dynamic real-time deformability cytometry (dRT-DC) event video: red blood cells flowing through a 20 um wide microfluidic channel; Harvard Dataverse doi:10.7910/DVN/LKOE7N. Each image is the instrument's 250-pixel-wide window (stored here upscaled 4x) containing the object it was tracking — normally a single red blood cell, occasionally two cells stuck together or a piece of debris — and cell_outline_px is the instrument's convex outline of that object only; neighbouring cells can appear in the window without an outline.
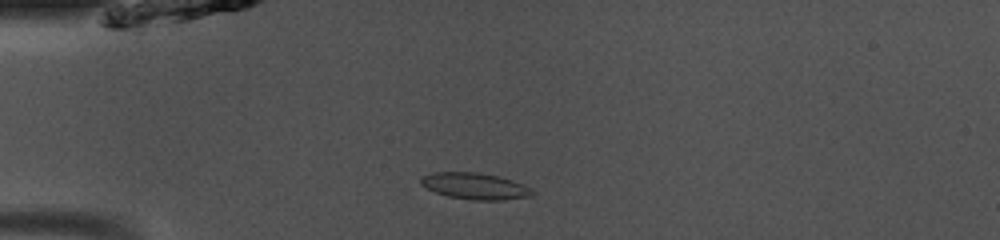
{"species": "common noctule bat (a hibernating species)", "species_latin": "Nyctalus noctula", "temperature_condition": "room temperature", "stored_images_in_passage": 41, "camera_frame_rate_fps": 3000, "um_per_image_px": 0.085, "animal": {"sex": "male", "body_mass_g": 13.0, "forearm_length_mm": 53.1}, "frame": {"image": 1, "passage_image": 5, "time_ms": 1.333, "image_size_px": [1000, 240], "cell_outline_px": [[536, 192], [532, 196], [504, 200], [472, 200], [448, 196], [436, 192], [420, 184], [420, 176], [432, 172], [476, 172], [500, 176], [524, 184], [532, 188]], "centroid_in_image_um": [40.41, 15.81], "position_along_channel_um": 44.6, "area_um2": 17.4}}
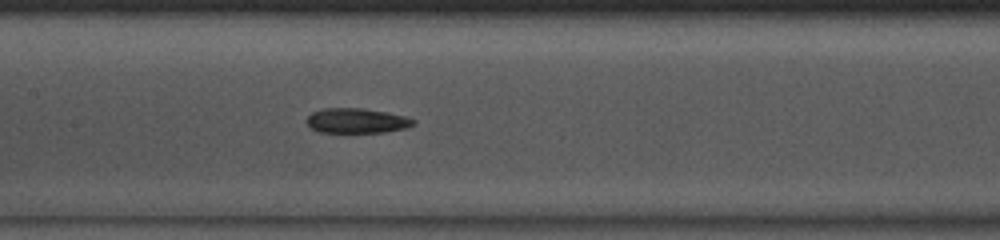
{"frame": {"image": 2, "passage_image": 16, "time_ms": 5.0, "image_size_px": [1000, 240], "cell_outline_px": [[416, 124], [408, 128], [384, 132], [320, 132], [312, 128], [308, 124], [308, 116], [312, 112], [324, 108], [364, 108], [404, 116], [416, 120]], "centroid_in_image_um": [30.36, 10.26], "position_along_channel_um": 177.0, "area_um2": 15.37}}
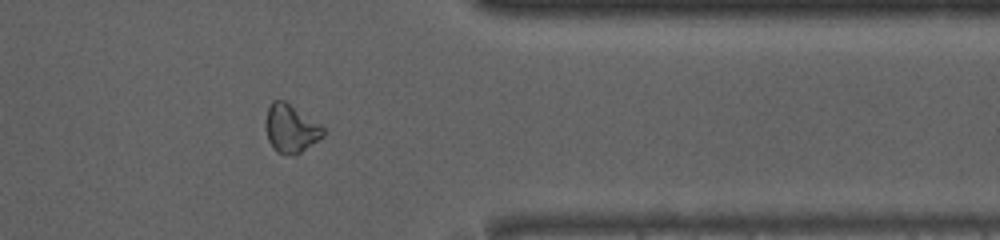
{"frame": {"image": 3, "passage_image": 32, "time_ms": 10.333, "image_size_px": [1000, 240], "cell_outline_px": [[324, 136], [296, 156], [292, 156], [276, 152], [272, 148], [268, 140], [264, 124], [268, 108], [272, 100], [284, 100], [320, 124], [324, 128]], "centroid_in_image_um": [24.7, 10.95], "position_along_channel_um": 386.7, "area_um2": 16.36}, "authors_computed_cell_mechanics": {"area_um2": 16.2418, "velocity_mm_per_s": 4.106, "shape_relaxation_time_tau1_ms": 7.2902, "shape_relaxation_time_tau2_ms": 5.1008, "deformation_change_tau1": 0.1367, "deformation_change_tau2": 0.0893}}